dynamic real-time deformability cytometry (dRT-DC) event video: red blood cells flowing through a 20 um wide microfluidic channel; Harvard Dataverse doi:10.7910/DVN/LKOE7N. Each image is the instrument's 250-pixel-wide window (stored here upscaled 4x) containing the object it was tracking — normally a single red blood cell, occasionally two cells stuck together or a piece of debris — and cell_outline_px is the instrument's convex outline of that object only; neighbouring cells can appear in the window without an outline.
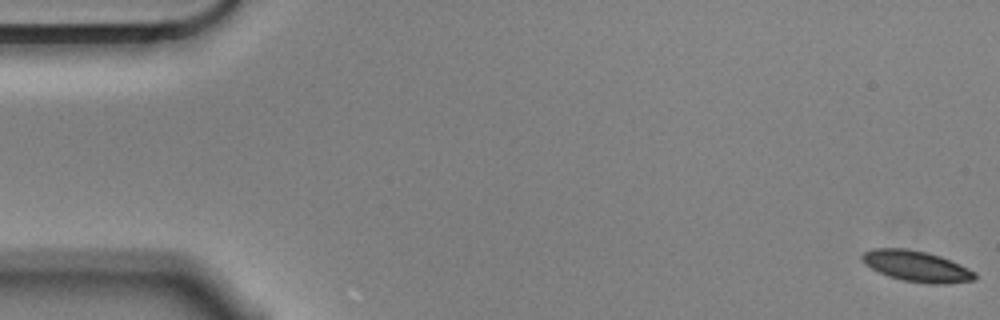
{"species": "Egyptian fruit bat (a non-hibernating species)", "species_latin": "Rousettus aegyptiacus", "temperature_condition": "cold", "stored_images_in_passage": 57, "camera_frame_rate_fps": 3000, "um_per_image_px": 0.085, "animal": {"sex": "male"}, "frame": {"image": 1, "passage_image": 1, "time_ms": 0.0, "image_size_px": [1000, 320], "cell_outline_px": [[976, 280], [948, 284], [928, 284], [904, 280], [888, 276], [864, 264], [860, 260], [860, 256], [864, 252], [872, 248], [904, 248], [928, 252], [940, 256], [960, 264], [976, 272]], "centroid_in_image_um": [77.91, 22.63], "position_along_channel_um": 7.1, "area_um2": 20.46}}
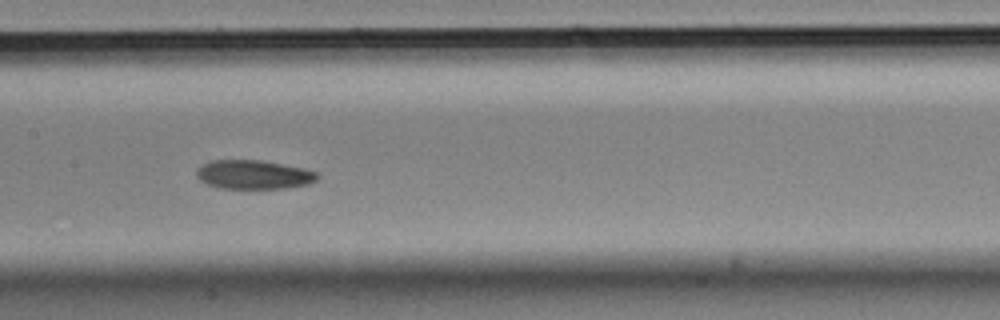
{"frame": {"image": 2, "passage_image": 28, "time_ms": 9.0, "image_size_px": [1000, 320], "cell_outline_px": [[320, 176], [316, 180], [308, 184], [284, 188], [220, 188], [208, 184], [200, 180], [196, 176], [196, 168], [212, 160], [260, 160], [304, 168], [316, 172]], "centroid_in_image_um": [21.55, 14.84], "position_along_channel_um": 185.8, "area_um2": 20.29}}
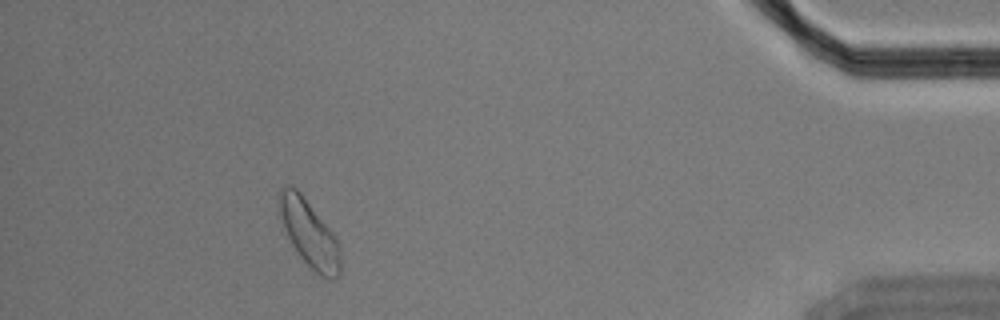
{"frame": {"image": 3, "passage_image": 52, "time_ms": 17.0, "image_size_px": [1000, 320], "cell_outline_px": [[340, 276], [336, 280], [328, 280], [320, 276], [300, 256], [292, 244], [276, 212], [276, 196], [280, 188], [284, 184], [288, 184], [296, 188], [300, 192], [332, 232], [340, 248]], "centroid_in_image_um": [26.22, 19.8], "position_along_channel_um": 409.0, "area_um2": 24.16}, "authors_computed_cell_mechanics": {"area_um2": 20.9236, "velocity_mm_per_s": 3.5015, "shape_relaxation_time_tau1_ms": 2.442, "shape_relaxation_time_tau2_ms": 9.5213, "deformation_change_tau1": 0.1062, "deformation_change_tau2": 0.1575}}